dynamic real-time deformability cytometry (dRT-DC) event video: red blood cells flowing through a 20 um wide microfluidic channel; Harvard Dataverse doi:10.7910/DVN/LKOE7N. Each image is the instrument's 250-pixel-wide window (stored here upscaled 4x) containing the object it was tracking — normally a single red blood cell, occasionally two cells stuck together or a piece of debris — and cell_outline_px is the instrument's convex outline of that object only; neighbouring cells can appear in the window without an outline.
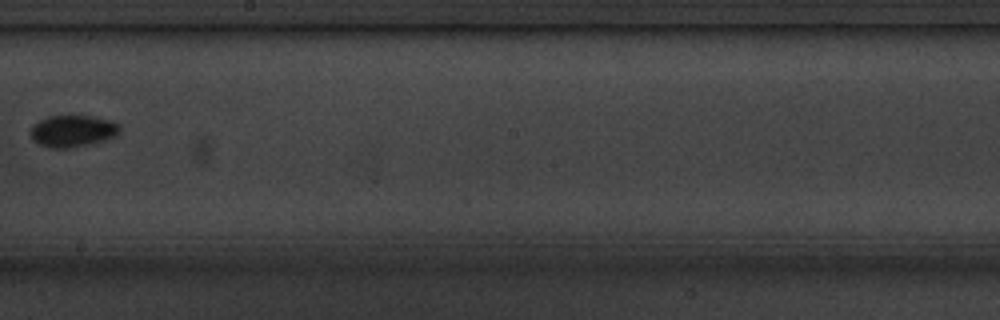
{"species": "common noctule bat (a hibernating species)", "species_latin": "Nyctalus noctula", "temperature_condition": "cold", "stored_images_in_passage": 8, "camera_frame_rate_fps": 3000, "um_per_image_px": 0.085, "animal": {"sex": "male", "body_mass_g": 20.1, "forearm_length_mm": 53.5}, "frame": {"image": 1, "passage_image": 8, "time_ms": 9.333, "image_size_px": [1000, 320], "cell_outline_px": [[120, 132], [116, 136], [88, 144], [68, 148], [52, 148], [40, 144], [32, 136], [32, 124], [48, 116], [92, 116], [112, 120], [120, 124]], "centroid_in_image_um": [6.23, 11.12], "position_along_channel_um": 242.0, "area_um2": 16.3}}